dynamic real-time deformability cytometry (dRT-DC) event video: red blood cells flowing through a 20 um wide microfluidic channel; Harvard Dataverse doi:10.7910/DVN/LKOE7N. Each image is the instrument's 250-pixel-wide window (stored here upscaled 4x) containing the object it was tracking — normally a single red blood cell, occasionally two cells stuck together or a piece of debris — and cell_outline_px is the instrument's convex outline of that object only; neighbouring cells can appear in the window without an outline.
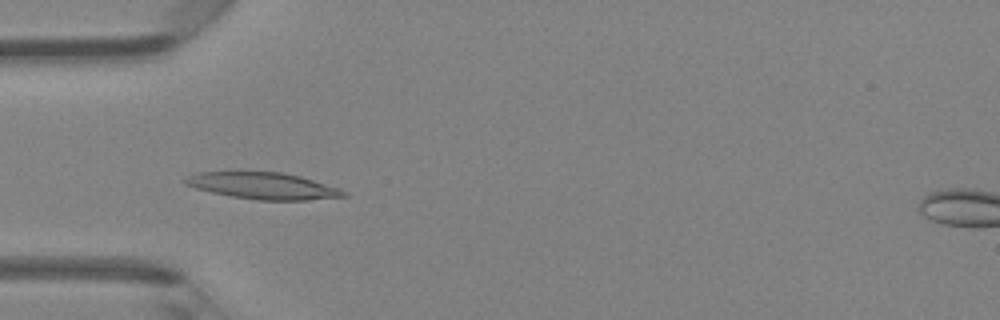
{"species": "Egyptian fruit bat (a non-hibernating species)", "species_latin": "Rousettus aegyptiacus", "temperature_condition": "room temperature", "stored_images_in_passage": 47, "camera_frame_rate_fps": 3000, "um_per_image_px": 0.085, "animal": {"sex": "female"}, "frame": {"image": 1, "passage_image": 15, "time_ms": 4.667, "image_size_px": [1000, 320], "cell_outline_px": [[348, 196], [308, 200], [256, 200], [232, 196], [212, 192], [196, 188], [184, 184], [184, 180], [188, 176], [200, 172], [280, 172], [300, 176], [340, 188], [348, 192]], "centroid_in_image_um": [22.41, 15.8], "position_along_channel_um": 62.6, "area_um2": 24.45}}
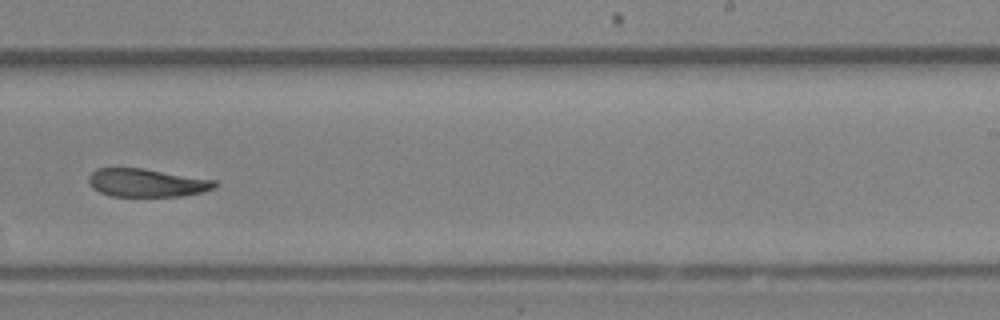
{"frame": {"image": 2, "passage_image": 30, "time_ms": 9.667, "image_size_px": [1000, 320], "cell_outline_px": [[220, 184], [216, 188], [204, 192], [180, 196], [112, 196], [100, 192], [92, 188], [88, 184], [88, 176], [96, 168], [144, 168], [216, 180]], "centroid_in_image_um": [12.5, 15.53], "position_along_channel_um": 276.5, "area_um2": 20.98}}
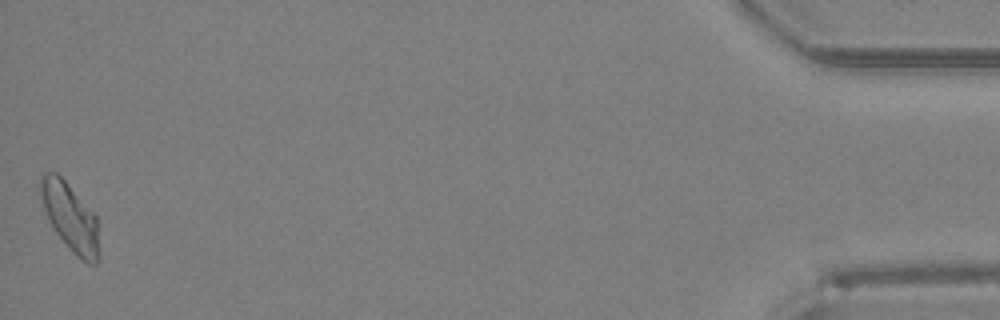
{"frame": {"image": 3, "passage_image": 47, "time_ms": 15.333, "image_size_px": [1000, 320], "cell_outline_px": [[100, 256], [96, 264], [88, 264], [76, 256], [72, 252], [52, 228], [44, 208], [40, 196], [40, 176], [44, 172], [56, 172], [64, 180], [96, 216]], "centroid_in_image_um": [5.97, 18.49], "position_along_channel_um": 429.2, "area_um2": 23.06}}